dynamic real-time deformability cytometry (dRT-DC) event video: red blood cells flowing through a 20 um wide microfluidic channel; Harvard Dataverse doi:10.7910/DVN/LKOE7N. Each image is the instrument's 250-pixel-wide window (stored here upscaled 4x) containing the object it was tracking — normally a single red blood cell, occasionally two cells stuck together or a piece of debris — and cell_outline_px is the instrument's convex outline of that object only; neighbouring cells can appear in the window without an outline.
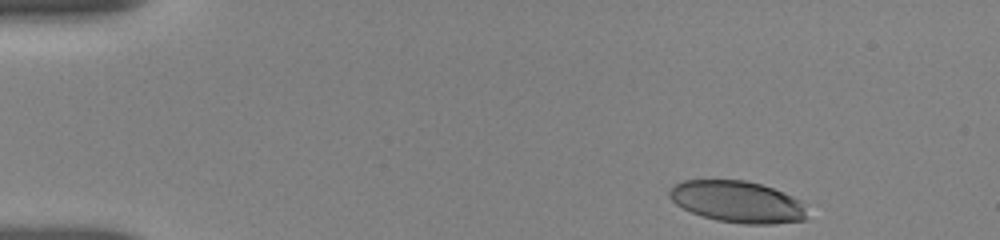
{"species": "human", "species_latin": "Homo sapiens", "temperature_condition": "room temperature", "stored_images_in_passage": 14, "camera_frame_rate_fps": 3000, "um_per_image_px": 0.085, "donor": {"sex": "female"}, "frame": {"image": 1, "passage_image": 1, "time_ms": 0.0, "image_size_px": [1000, 240], "cell_outline_px": [[808, 216], [804, 220], [772, 224], [744, 224], [716, 220], [692, 212], [676, 204], [668, 196], [668, 192], [676, 184], [684, 180], [744, 180], [760, 184], [784, 192], [800, 200]], "centroid_in_image_um": [62.69, 17.15], "position_along_channel_um": 22.3, "area_um2": 33.18}}
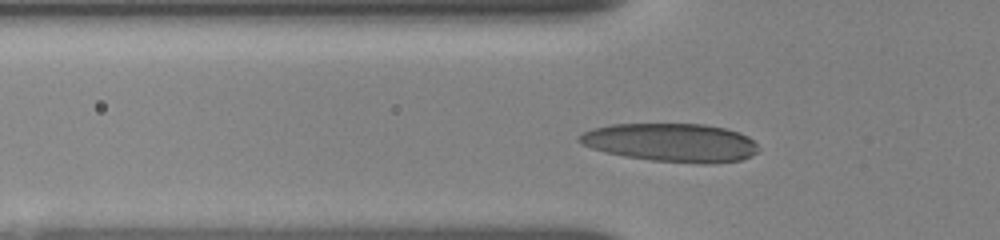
{"frame": {"image": 2, "passage_image": 13, "time_ms": 3.667, "image_size_px": [1000, 240], "cell_outline_px": [[760, 148], [752, 156], [740, 160], [712, 164], [700, 164], [652, 160], [624, 156], [604, 152], [580, 144], [576, 140], [584, 132], [592, 128], [612, 124], [704, 124], [724, 128], [740, 132], [748, 136]], "centroid_in_image_um": [57.06, 12.12], "position_along_channel_um": 68.7, "area_um2": 40.34}}